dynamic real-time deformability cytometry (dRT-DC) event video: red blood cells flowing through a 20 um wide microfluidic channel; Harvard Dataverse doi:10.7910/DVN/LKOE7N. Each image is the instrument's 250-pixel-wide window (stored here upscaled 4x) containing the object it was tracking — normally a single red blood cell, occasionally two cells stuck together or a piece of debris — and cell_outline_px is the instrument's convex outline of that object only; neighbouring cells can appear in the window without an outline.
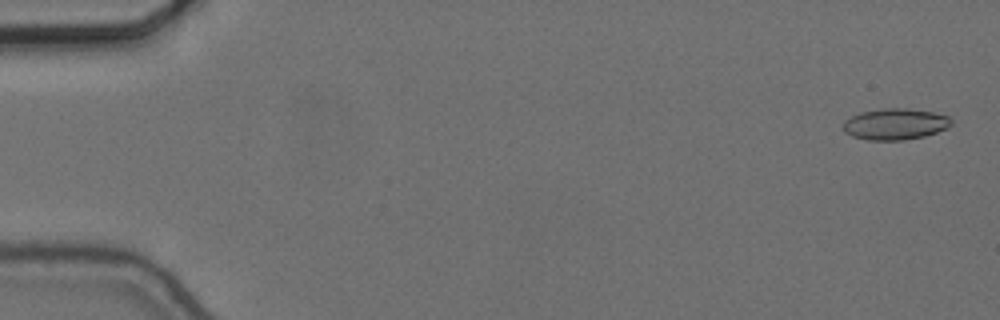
{"species": "common noctule bat (a hibernating species)", "species_latin": "Nyctalus noctula", "temperature_condition": "cold", "stored_images_in_passage": 57, "camera_frame_rate_fps": 3000, "um_per_image_px": 0.085, "animal": {"sex": "female", "body_mass_g": 24.6, "forearm_length_mm": 56.2}, "frame": {"image": 1, "passage_image": 2, "time_ms": 0.333, "image_size_px": [1000, 320], "cell_outline_px": [[952, 124], [948, 128], [924, 136], [904, 140], [868, 140], [852, 136], [844, 132], [844, 120], [860, 112], [884, 108], [904, 108], [932, 112], [948, 116], [952, 120]], "centroid_in_image_um": [76.09, 10.55], "position_along_channel_um": 8.9, "area_um2": 19.65}}
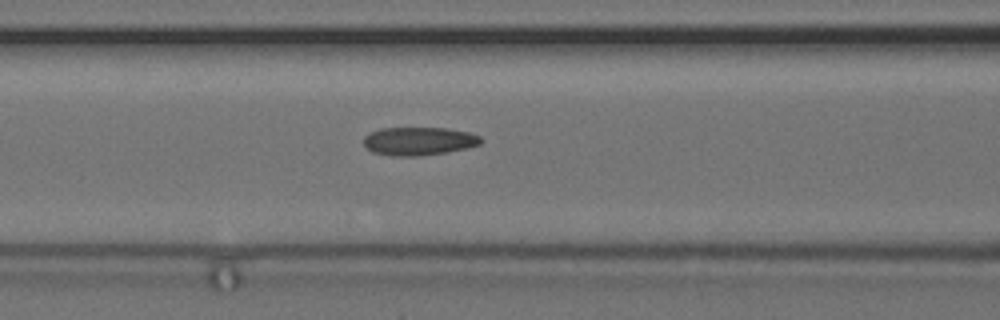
{"frame": {"image": 2, "passage_image": 24, "time_ms": 7.667, "image_size_px": [1000, 320], "cell_outline_px": [[484, 140], [480, 144], [468, 148], [448, 152], [416, 156], [392, 156], [372, 152], [364, 144], [364, 136], [368, 132], [380, 128], [448, 128], [468, 132], [480, 136]], "centroid_in_image_um": [35.61, 11.99], "position_along_channel_um": 131.0, "area_um2": 19.48}}
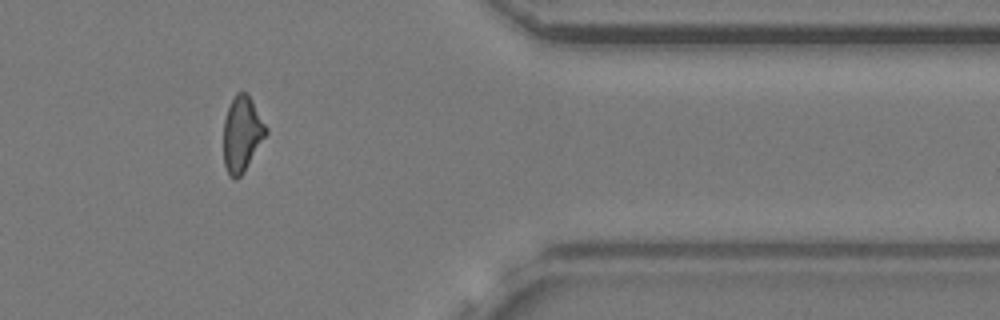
{"frame": {"image": 3, "passage_image": 47, "time_ms": 15.333, "image_size_px": [1000, 320], "cell_outline_px": [[268, 132], [244, 172], [236, 180], [232, 180], [228, 176], [224, 164], [224, 120], [228, 108], [236, 92], [248, 92], [268, 128]], "centroid_in_image_um": [20.57, 11.4], "position_along_channel_um": 390.8, "area_um2": 18.84}, "authors_computed_cell_mechanics": {"area_um2": 19.074, "velocity_mm_per_s": 3.665, "shape_relaxation_time_tau1_ms": null, "shape_relaxation_time_tau2_ms": 3.0047, "deformation_change_tau1": null, "deformation_change_tau2": 0.1022}}